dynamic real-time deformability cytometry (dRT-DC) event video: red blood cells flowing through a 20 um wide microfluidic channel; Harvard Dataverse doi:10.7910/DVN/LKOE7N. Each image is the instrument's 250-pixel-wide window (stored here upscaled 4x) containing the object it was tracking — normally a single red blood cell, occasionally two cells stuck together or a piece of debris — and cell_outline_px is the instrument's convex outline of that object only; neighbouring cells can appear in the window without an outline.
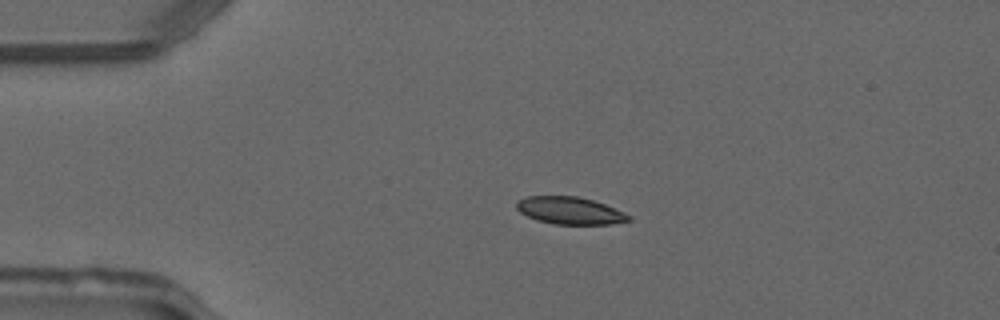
{"species": "common noctule bat (a hibernating species)", "species_latin": "Nyctalus noctula", "temperature_condition": "warm", "stored_images_in_passage": 2, "camera_frame_rate_fps": 3000, "um_per_image_px": 0.085, "animal": {"sex": "male", "forearm_length_mm": 52.5}, "frame": {"image": 1, "passage_image": 1, "time_ms": 0.0, "image_size_px": [1000, 320], "cell_outline_px": [[620, 220], [588, 224], [568, 224], [548, 220], [532, 216], [528, 212], [572, 200], [584, 200], [600, 204], [608, 208]], "centroid_in_image_um": [48.96, 18.1], "position_along_channel_um": 36.0, "area_um2": 10.52}}